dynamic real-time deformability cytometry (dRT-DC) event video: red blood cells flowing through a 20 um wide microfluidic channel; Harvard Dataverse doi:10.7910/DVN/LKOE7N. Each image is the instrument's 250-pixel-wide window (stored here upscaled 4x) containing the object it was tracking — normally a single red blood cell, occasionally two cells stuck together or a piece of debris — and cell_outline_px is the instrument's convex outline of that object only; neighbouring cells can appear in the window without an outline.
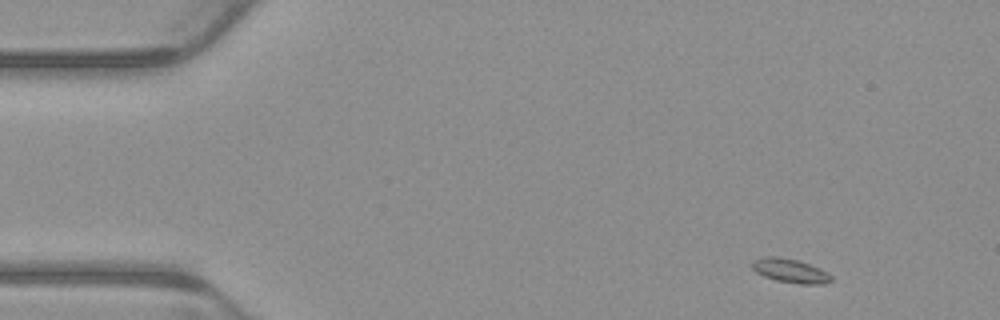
{"species": "common noctule bat (a hibernating species)", "species_latin": "Nyctalus noctula", "temperature_condition": "warm", "stored_images_in_passage": 5, "camera_frame_rate_fps": 3000, "um_per_image_px": 0.085, "animal": {"sex": "male", "body_mass_g": 23.1, "forearm_length_mm": 52.7}, "frame": {"image": 1, "passage_image": 1, "time_ms": 0.0, "image_size_px": [1000, 320], "cell_outline_px": [[832, 280], [824, 284], [800, 284], [776, 280], [764, 276], [756, 272], [752, 268], [752, 260], [764, 256], [776, 256], [796, 260], [820, 268], [828, 272], [832, 276]], "centroid_in_image_um": [67.17, 23.01], "position_along_channel_um": 17.8, "area_um2": 11.04}}
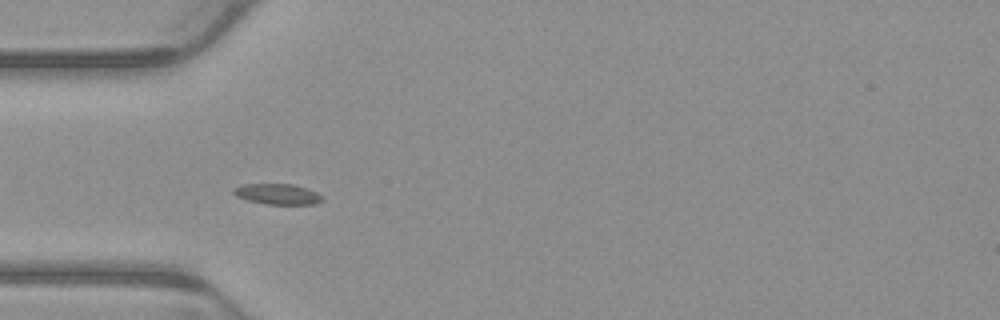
{"frame": {"image": 2, "passage_image": 4, "time_ms": 1.0, "image_size_px": [1000, 320], "cell_outline_px": [[324, 200], [316, 204], [264, 204], [248, 200], [236, 196], [232, 192], [232, 188], [244, 184], [292, 184], [308, 188], [324, 196]], "centroid_in_image_um": [23.61, 16.5], "position_along_channel_um": 61.4, "area_um2": 10.81}}
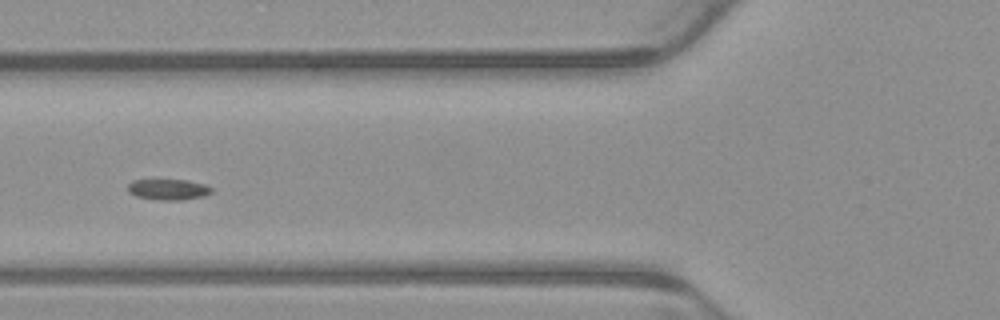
{"frame": {"image": 3, "passage_image": 5, "time_ms": 1.333, "image_size_px": [1000, 320], "cell_outline_px": [[212, 192], [204, 196], [180, 200], [156, 200], [136, 196], [128, 192], [128, 184], [132, 180], [188, 180], [204, 184], [212, 188]], "centroid_in_image_um": [14.29, 16.1], "position_along_channel_um": 111.5, "area_um2": 10.17}}